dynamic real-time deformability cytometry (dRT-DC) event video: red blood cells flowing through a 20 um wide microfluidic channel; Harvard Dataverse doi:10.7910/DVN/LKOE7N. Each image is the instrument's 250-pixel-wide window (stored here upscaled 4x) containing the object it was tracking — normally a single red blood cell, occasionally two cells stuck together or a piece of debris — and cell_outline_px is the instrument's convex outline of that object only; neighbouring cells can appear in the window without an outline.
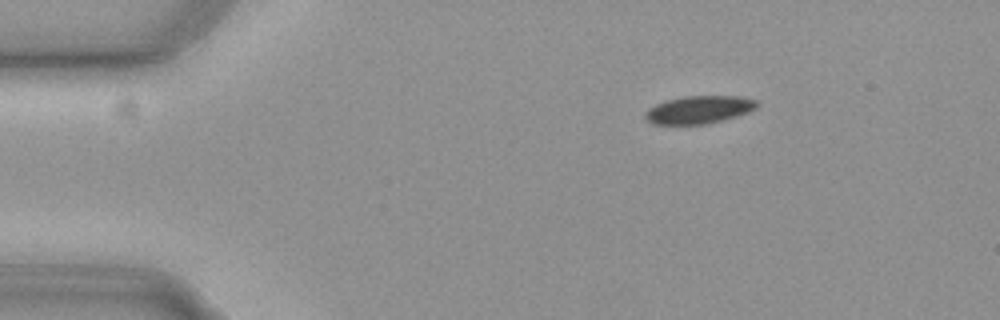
{"species": "common noctule bat (a hibernating species)", "species_latin": "Nyctalus noctula", "temperature_condition": "cold", "stored_images_in_passage": 48, "camera_frame_rate_fps": 3000, "um_per_image_px": 0.085, "animal": {"sex": "female", "body_mass_g": 19.3, "forearm_length_mm": 54.1}, "frame": {"image": 1, "passage_image": 1, "time_ms": 0.0, "image_size_px": [1000, 320], "cell_outline_px": [[760, 104], [756, 108], [748, 112], [736, 116], [704, 124], [652, 124], [644, 116], [644, 112], [648, 108], [656, 104], [668, 100], [684, 96], [740, 96], [756, 100]], "centroid_in_image_um": [59.41, 9.31], "position_along_channel_um": 25.6, "area_um2": 17.98}}
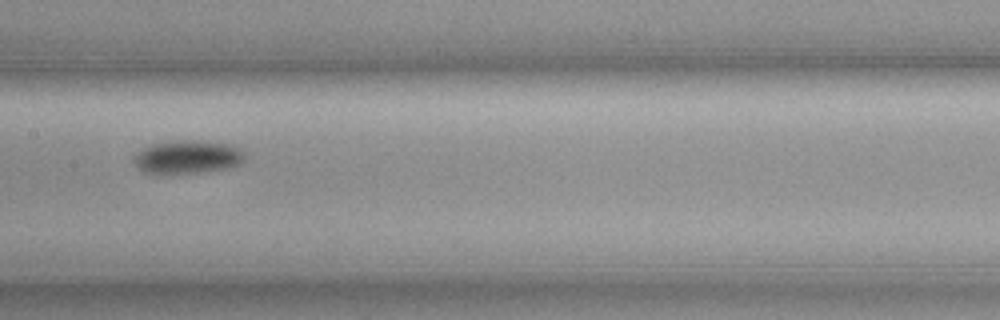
{"frame": {"image": 2, "passage_image": 20, "time_ms": 6.333, "image_size_px": [1000, 320], "cell_outline_px": [[244, 156], [240, 164], [228, 168], [204, 172], [160, 176], [156, 176], [144, 172], [132, 160], [132, 156], [144, 148], [152, 144], [180, 140], [192, 140], [232, 144], [240, 148], [244, 152]], "centroid_in_image_um": [15.91, 13.38], "position_along_channel_um": 191.5, "area_um2": 22.08}}
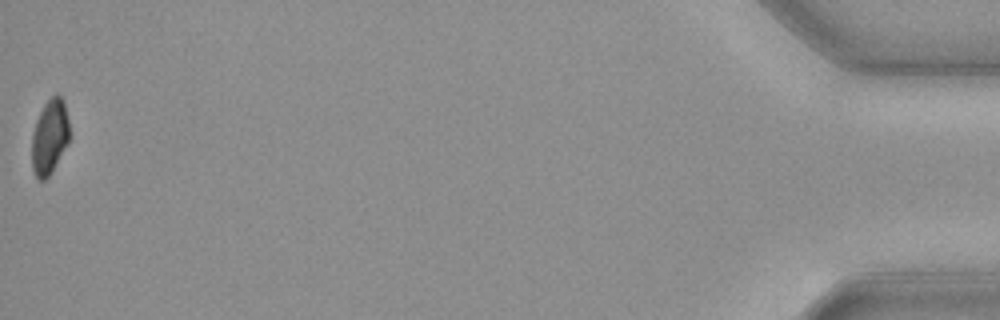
{"frame": {"image": 3, "passage_image": 48, "time_ms": 15.667, "image_size_px": [1000, 320], "cell_outline_px": [[68, 140], [48, 176], [44, 180], [40, 180], [36, 176], [32, 168], [32, 132], [36, 120], [44, 104], [56, 92], [64, 100], [68, 120]], "centroid_in_image_um": [4.19, 11.57], "position_along_channel_um": 431.0, "area_um2": 15.95}, "authors_computed_cell_mechanics": {"area_um2": 18.9873, "velocity_mm_per_s": 3.6987, "shape_relaxation_time_tau1_ms": 1.4817, "shape_relaxation_time_tau2_ms": null, "deformation_change_tau1": 0.0481, "deformation_change_tau2": null}}